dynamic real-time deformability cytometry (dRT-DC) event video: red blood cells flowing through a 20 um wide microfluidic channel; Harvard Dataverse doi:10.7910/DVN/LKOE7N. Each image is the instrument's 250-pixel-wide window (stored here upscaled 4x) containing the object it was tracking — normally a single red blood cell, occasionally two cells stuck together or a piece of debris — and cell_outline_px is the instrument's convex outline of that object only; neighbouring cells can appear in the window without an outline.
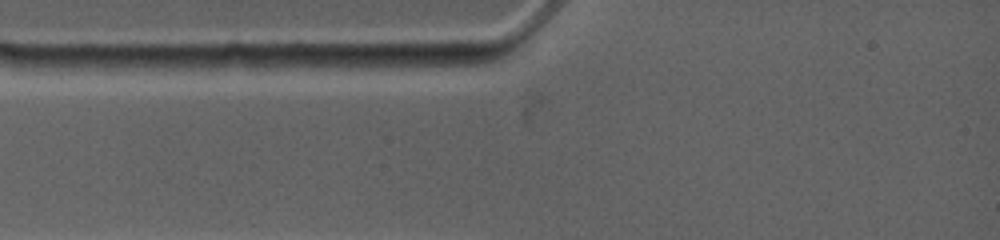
{"species": "common noctule bat (a hibernating species)", "species_latin": "Nyctalus noctula", "temperature_condition": "warm", "stored_images_in_passage": 2, "camera_frame_rate_fps": 4500, "um_per_image_px": 0.085, "animal": {"sex": "female", "body_mass_g": 19.0, "forearm_length_mm": 53.3}, "frame": {"image": 1, "passage_image": 1, "time_ms": 0.0, "image_size_px": [1000, 240], "cell_outline_px": [[492, 60], [476, 64], [368, 72], [332, 64], [344, 56], [408, 56]], "centroid_in_image_um": [34.02, 5.33], "position_along_channel_um": 51.0, "area_um2": 11.62}}